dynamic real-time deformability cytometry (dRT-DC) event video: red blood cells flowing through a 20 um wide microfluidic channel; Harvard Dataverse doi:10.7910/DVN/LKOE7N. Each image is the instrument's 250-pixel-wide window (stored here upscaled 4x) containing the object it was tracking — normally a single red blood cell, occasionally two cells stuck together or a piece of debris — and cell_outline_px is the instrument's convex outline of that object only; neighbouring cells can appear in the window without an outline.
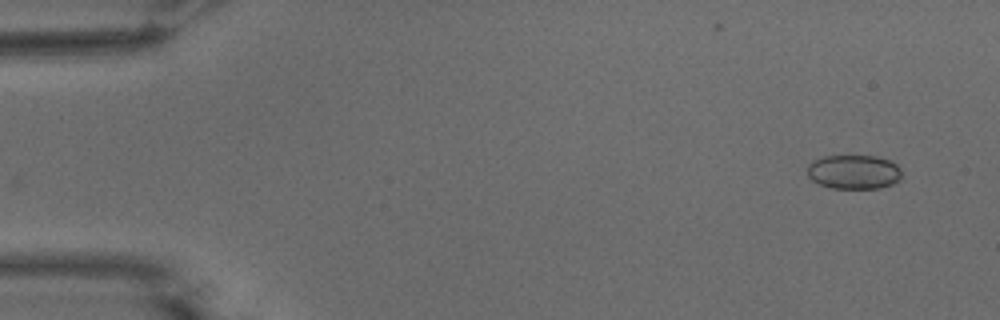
{"species": "common noctule bat (a hibernating species)", "species_latin": "Nyctalus noctula", "temperature_condition": "warm", "stored_images_in_passage": 45, "camera_frame_rate_fps": 3000, "um_per_image_px": 0.085, "animal": {"sex": "male", "body_mass_g": 15.6}, "frame": {"image": 1, "passage_image": 1, "time_ms": 0.0, "image_size_px": [1000, 320], "cell_outline_px": [[900, 180], [892, 184], [880, 188], [832, 188], [820, 184], [812, 180], [808, 176], [808, 164], [812, 160], [824, 156], [876, 156], [888, 160], [896, 164], [900, 168]], "centroid_in_image_um": [72.56, 14.61], "position_along_channel_um": 12.4, "area_um2": 18.79}}
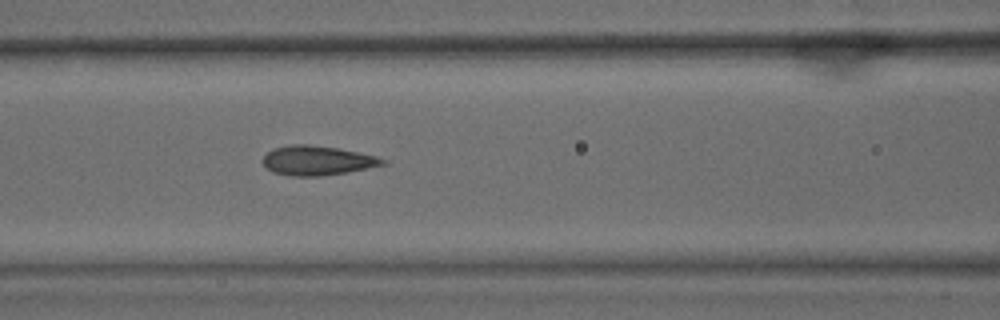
{"frame": {"image": 2, "passage_image": 21, "time_ms": 6.667, "image_size_px": [1000, 320], "cell_outline_px": [[388, 164], [348, 172], [320, 176], [292, 176], [272, 172], [264, 164], [264, 156], [268, 152], [276, 148], [292, 144], [308, 144], [336, 148], [376, 156], [388, 160]], "centroid_in_image_um": [27.01, 13.65], "position_along_channel_um": 139.6, "area_um2": 20.4}}
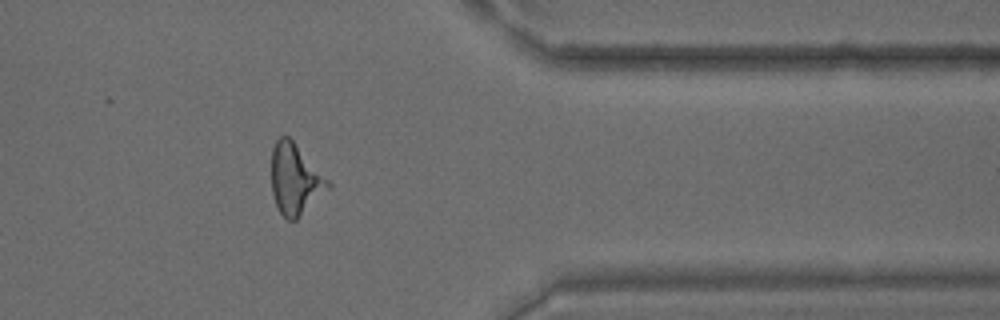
{"frame": {"image": 3, "passage_image": 42, "time_ms": 13.667, "image_size_px": [1000, 320], "cell_outline_px": [[332, 188], [296, 220], [288, 220], [280, 212], [276, 204], [272, 192], [272, 148], [276, 140], [280, 136], [288, 136], [292, 140], [332, 184]], "centroid_in_image_um": [25.11, 15.26], "position_along_channel_um": 386.3, "area_um2": 23.18}}